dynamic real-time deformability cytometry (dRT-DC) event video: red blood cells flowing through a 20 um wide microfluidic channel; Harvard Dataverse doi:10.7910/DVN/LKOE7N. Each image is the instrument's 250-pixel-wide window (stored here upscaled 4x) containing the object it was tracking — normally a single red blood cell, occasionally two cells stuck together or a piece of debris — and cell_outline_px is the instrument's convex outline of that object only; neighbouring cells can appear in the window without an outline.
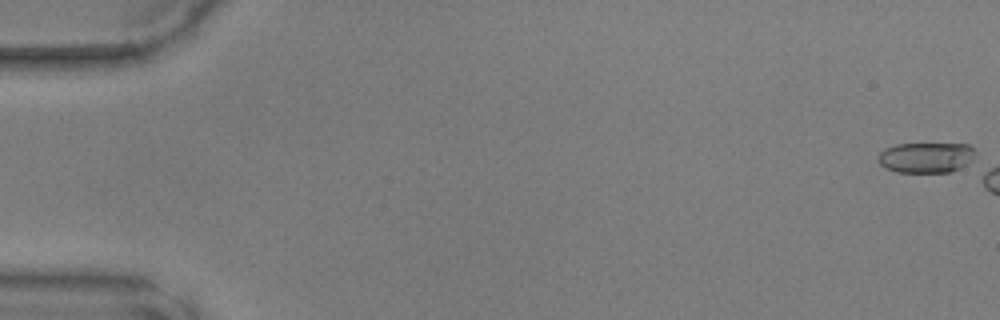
{"species": "common noctule bat (a hibernating species)", "species_latin": "Nyctalus noctula", "temperature_condition": "warm", "stored_images_in_passage": 1, "camera_frame_rate_fps": 3000, "um_per_image_px": 0.085, "animal": {"sex": "male", "body_mass_g": 17.9, "forearm_length_mm": 54.2}, "frame": {"image": 1, "passage_image": 1, "time_ms": 0.0, "image_size_px": [1000, 320], "cell_outline_px": [[976, 164], [948, 172], [896, 172], [884, 168], [880, 164], [880, 152], [884, 148], [896, 144], [968, 144], [976, 152]], "centroid_in_image_um": [78.82, 13.4], "position_along_channel_um": 6.2, "area_um2": 17.69}}